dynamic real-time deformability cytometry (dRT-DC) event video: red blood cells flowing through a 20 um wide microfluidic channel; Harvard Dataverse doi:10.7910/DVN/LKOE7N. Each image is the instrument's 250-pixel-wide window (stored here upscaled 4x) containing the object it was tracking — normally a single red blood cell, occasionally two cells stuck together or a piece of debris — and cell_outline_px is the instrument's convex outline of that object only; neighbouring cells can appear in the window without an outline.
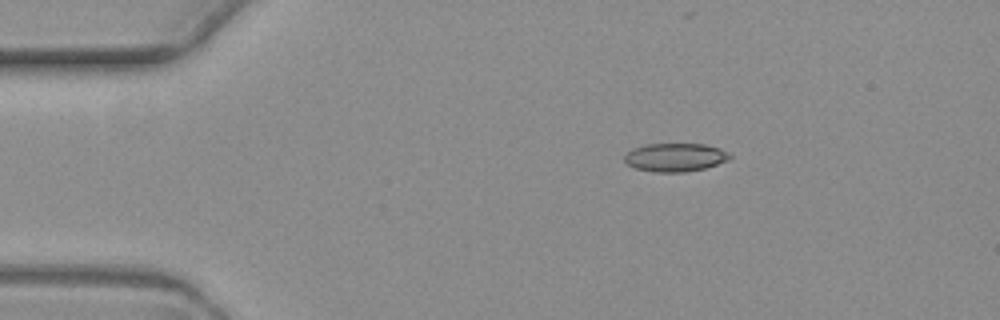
{"species": "common noctule bat (a hibernating species)", "species_latin": "Nyctalus noctula", "temperature_condition": "warm", "stored_images_in_passage": 3, "camera_frame_rate_fps": 3000, "um_per_image_px": 0.085, "animal": {"sex": "female", "body_mass_g": 19.3, "forearm_length_mm": 54.1}, "frame": {"image": 1, "passage_image": 1, "time_ms": 0.0, "image_size_px": [1000, 320], "cell_outline_px": [[732, 156], [728, 160], [704, 168], [684, 172], [656, 172], [636, 168], [628, 164], [624, 160], [624, 156], [632, 148], [648, 144], [704, 144], [720, 148], [728, 152]], "centroid_in_image_um": [57.4, 13.36], "position_along_channel_um": 27.6, "area_um2": 17.28}}